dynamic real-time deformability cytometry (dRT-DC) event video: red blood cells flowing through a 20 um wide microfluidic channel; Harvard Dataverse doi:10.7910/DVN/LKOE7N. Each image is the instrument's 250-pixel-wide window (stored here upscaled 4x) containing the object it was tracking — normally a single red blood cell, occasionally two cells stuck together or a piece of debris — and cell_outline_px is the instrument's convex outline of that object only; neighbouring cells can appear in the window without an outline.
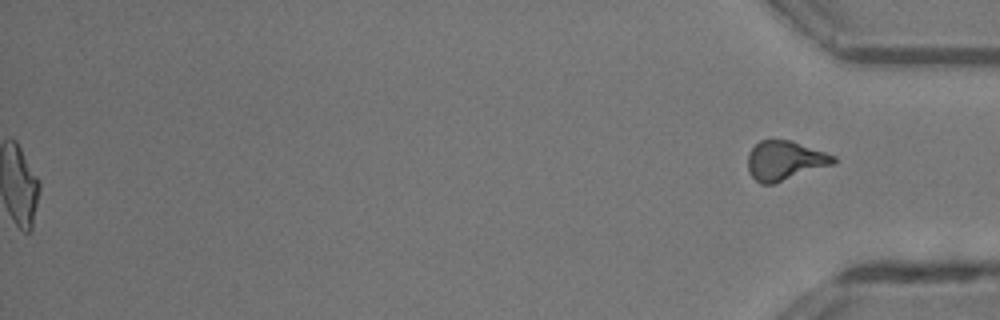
{"species": "common noctule bat (a hibernating species)", "species_latin": "Nyctalus noctula", "temperature_condition": "room temperature", "stored_images_in_passage": 48, "segment_of_instrument_passage": [2, 2], "camera_frame_rate_fps": 3000, "um_per_image_px": 0.085, "animal": {"sex": "male", "body_mass_g": 13.3}, "frame": {"image": 1, "passage_image": 48, "time_ms": 15.667, "image_size_px": [1000, 320], "cell_outline_px": [[836, 164], [772, 184], [760, 184], [748, 172], [748, 152], [760, 140], [792, 140], [836, 156]], "centroid_in_image_um": [66.73, 13.65], "position_along_channel_um": 368.5, "area_um2": 19.77}}